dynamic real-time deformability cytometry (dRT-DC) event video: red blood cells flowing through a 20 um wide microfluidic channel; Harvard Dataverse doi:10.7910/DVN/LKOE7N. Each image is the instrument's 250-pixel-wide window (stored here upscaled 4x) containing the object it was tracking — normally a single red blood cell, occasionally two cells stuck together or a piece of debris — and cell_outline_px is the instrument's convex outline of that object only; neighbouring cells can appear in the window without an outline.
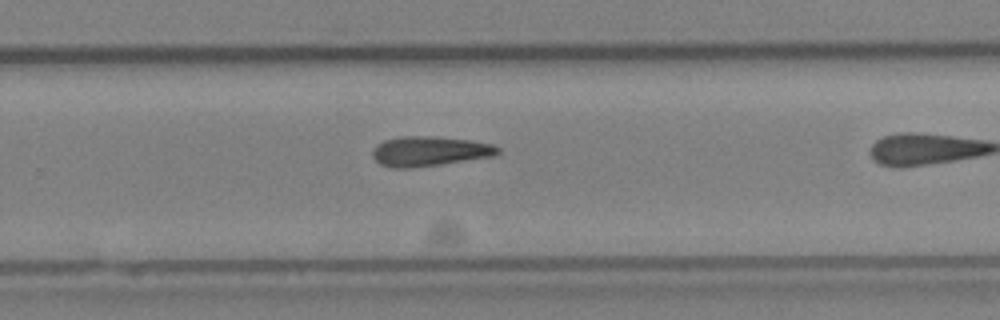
{"species": "Egyptian fruit bat (a non-hibernating species)", "species_latin": "Rousettus aegyptiacus", "temperature_condition": "cold", "stored_images_in_passage": 26, "camera_frame_rate_fps": 3000, "um_per_image_px": 0.085, "animal": {"sex": "female"}, "frame": {"image": 1, "passage_image": 19, "time_ms": 6.0, "image_size_px": [1000, 320], "cell_outline_px": [[500, 152], [496, 156], [412, 168], [392, 168], [380, 164], [372, 156], [372, 152], [376, 144], [384, 140], [404, 136], [428, 136], [468, 140], [492, 144], [500, 148]], "centroid_in_image_um": [36.5, 12.86], "position_along_channel_um": 293.3, "area_um2": 21.73}}